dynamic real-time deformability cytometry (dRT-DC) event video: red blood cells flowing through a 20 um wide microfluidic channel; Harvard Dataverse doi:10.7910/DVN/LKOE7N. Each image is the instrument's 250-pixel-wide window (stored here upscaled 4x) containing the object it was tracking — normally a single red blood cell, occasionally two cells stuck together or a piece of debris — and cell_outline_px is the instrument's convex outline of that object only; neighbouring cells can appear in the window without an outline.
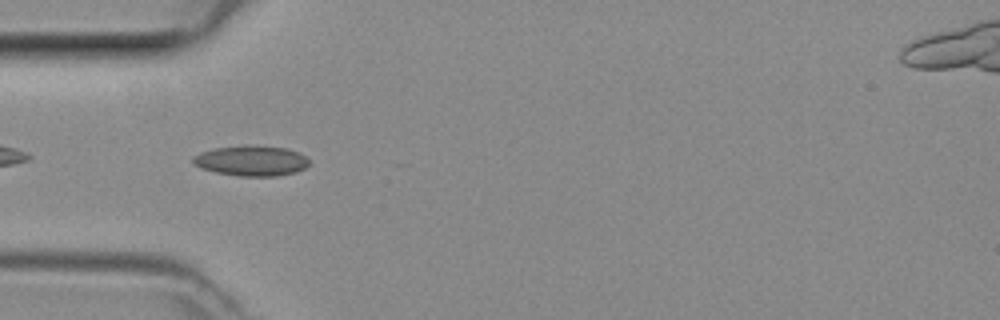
{"species": "common noctule bat (a hibernating species)", "species_latin": "Nyctalus noctula", "temperature_condition": "room temperature", "stored_images_in_passage": 9, "camera_frame_rate_fps": 3000, "um_per_image_px": 0.085, "animal": {"sex": "female", "body_mass_g": 29.2, "forearm_length_mm": 56.3}, "frame": {"image": 1, "passage_image": 2, "time_ms": 0.333, "image_size_px": [1000, 320], "cell_outline_px": [[308, 164], [304, 168], [296, 172], [276, 176], [240, 176], [216, 172], [200, 168], [192, 160], [192, 156], [200, 152], [212, 148], [244, 144], [248, 144], [288, 148], [300, 152], [308, 160]], "centroid_in_image_um": [21.35, 13.64], "position_along_channel_um": 63.7, "area_um2": 20.81}}
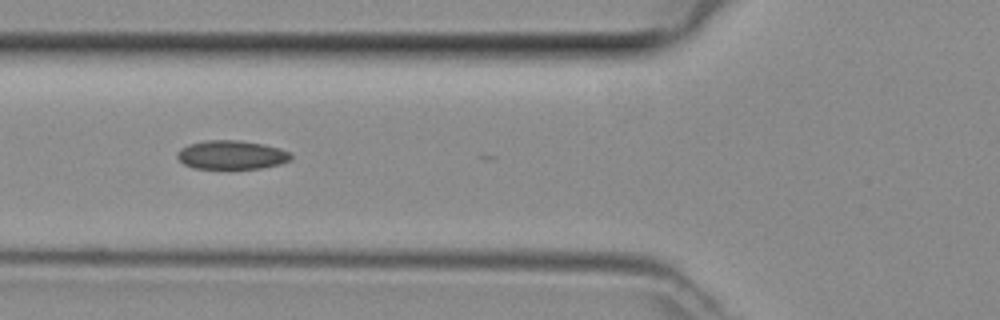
{"frame": {"image": 2, "passage_image": 5, "time_ms": 1.333, "image_size_px": [1000, 320], "cell_outline_px": [[292, 160], [280, 164], [260, 168], [192, 168], [184, 164], [176, 156], [180, 148], [188, 144], [204, 140], [236, 140], [264, 144], [280, 148], [288, 152], [292, 156]], "centroid_in_image_um": [19.67, 13.16], "position_along_channel_um": 106.1, "area_um2": 19.07}}
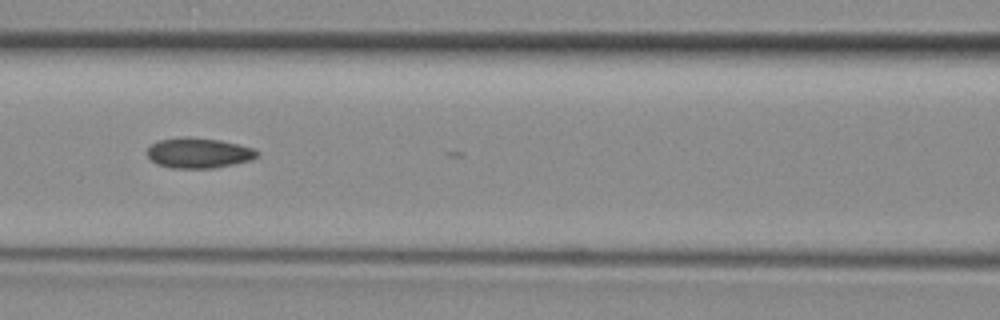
{"frame": {"image": 3, "passage_image": 8, "time_ms": 2.333, "image_size_px": [1000, 320], "cell_outline_px": [[260, 156], [252, 160], [216, 168], [172, 168], [156, 164], [148, 156], [148, 148], [152, 144], [160, 140], [184, 136], [220, 140], [252, 148], [260, 152]], "centroid_in_image_um": [16.92, 13.01], "position_along_channel_um": 149.7, "area_um2": 19.42}}